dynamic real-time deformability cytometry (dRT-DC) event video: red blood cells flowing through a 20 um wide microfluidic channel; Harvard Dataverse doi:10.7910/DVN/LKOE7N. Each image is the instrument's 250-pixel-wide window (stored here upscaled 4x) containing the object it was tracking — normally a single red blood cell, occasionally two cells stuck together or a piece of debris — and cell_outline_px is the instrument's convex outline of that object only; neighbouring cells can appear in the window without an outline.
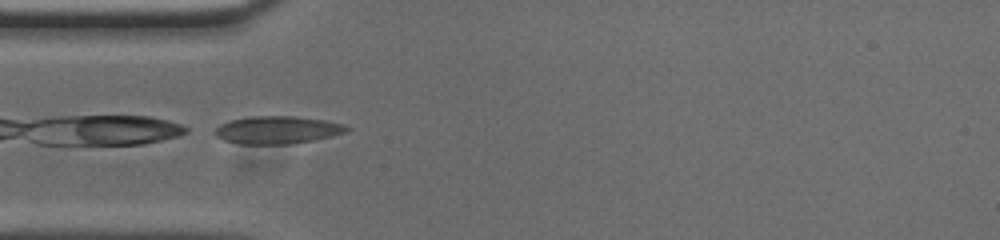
{"species": "common noctule bat (a hibernating species)", "species_latin": "Nyctalus noctula", "temperature_condition": "cold", "stored_images_in_passage": 21, "camera_frame_rate_fps": 3000, "um_per_image_px": 0.085, "animal": {"sex": "male", "body_mass_g": 20.0, "forearm_length_mm": 53.3}, "frame": {"image": 1, "passage_image": 1, "time_ms": 0.0, "image_size_px": [1000, 240], "cell_outline_px": [[352, 128], [344, 132], [332, 136], [312, 140], [288, 144], [240, 144], [224, 140], [216, 136], [212, 132], [220, 124], [228, 120], [252, 116], [296, 116], [324, 120], [344, 124]], "centroid_in_image_um": [23.54, 11.04], "position_along_channel_um": 61.5, "area_um2": 21.33}}
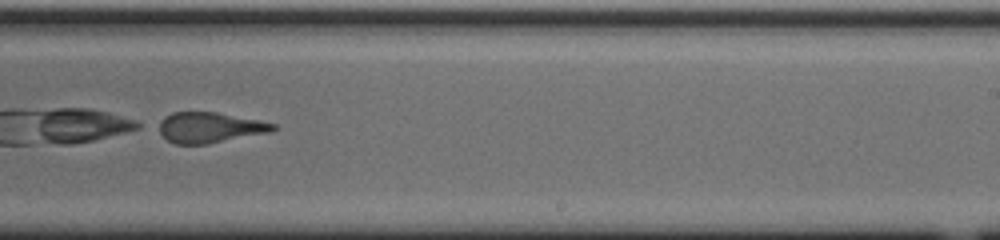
{"frame": {"image": 2, "passage_image": 18, "time_ms": 5.667, "image_size_px": [1000, 240], "cell_outline_px": [[276, 128], [272, 132], [208, 144], [176, 144], [168, 140], [152, 128], [152, 124], [164, 116], [172, 112], [216, 112], [276, 124]], "centroid_in_image_um": [17.7, 10.84], "position_along_channel_um": 271.3, "area_um2": 20.81}}